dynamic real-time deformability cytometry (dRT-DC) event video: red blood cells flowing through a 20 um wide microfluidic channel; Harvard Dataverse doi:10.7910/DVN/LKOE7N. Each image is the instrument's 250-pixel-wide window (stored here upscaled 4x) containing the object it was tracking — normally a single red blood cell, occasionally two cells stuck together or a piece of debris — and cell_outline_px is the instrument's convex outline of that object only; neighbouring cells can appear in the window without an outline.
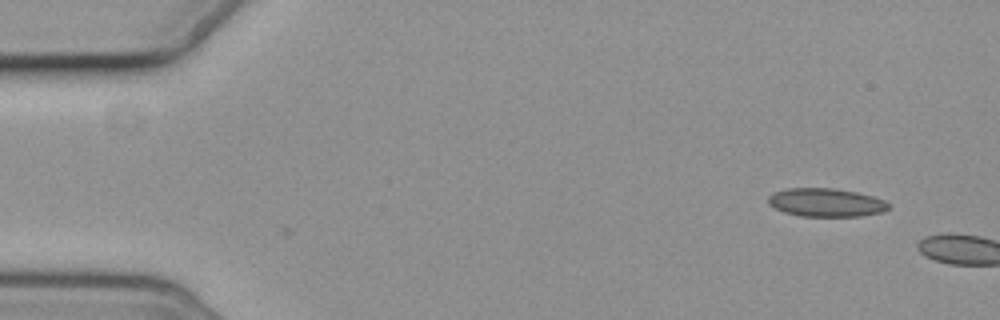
{"species": "common noctule bat (a hibernating species)", "species_latin": "Nyctalus noctula", "temperature_condition": "cold", "stored_images_in_passage": 2, "camera_frame_rate_fps": 3000, "um_per_image_px": 0.085, "animal": {"sex": "female", "body_mass_g": 19.3, "forearm_length_mm": 54.1}, "frame": {"image": 1, "passage_image": 1, "time_ms": 0.0, "image_size_px": [1000, 320], "cell_outline_px": [[888, 208], [884, 212], [860, 216], [800, 216], [784, 212], [768, 204], [768, 196], [772, 192], [788, 188], [832, 188], [856, 192], [872, 196], [884, 200], [888, 204]], "centroid_in_image_um": [70.18, 17.21], "position_along_channel_um": 14.8, "area_um2": 19.88}}